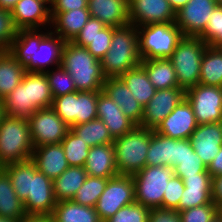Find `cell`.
<instances>
[{
    "mask_svg": "<svg viewBox=\"0 0 222 222\" xmlns=\"http://www.w3.org/2000/svg\"><path fill=\"white\" fill-rule=\"evenodd\" d=\"M210 222H222V210H219Z\"/></svg>",
    "mask_w": 222,
    "mask_h": 222,
    "instance_id": "94428289",
    "label": "cell"
},
{
    "mask_svg": "<svg viewBox=\"0 0 222 222\" xmlns=\"http://www.w3.org/2000/svg\"><path fill=\"white\" fill-rule=\"evenodd\" d=\"M184 183V192L179 202V212L185 209L214 203L212 199V176L201 172L193 177H180Z\"/></svg>",
    "mask_w": 222,
    "mask_h": 222,
    "instance_id": "ffe728a7",
    "label": "cell"
},
{
    "mask_svg": "<svg viewBox=\"0 0 222 222\" xmlns=\"http://www.w3.org/2000/svg\"><path fill=\"white\" fill-rule=\"evenodd\" d=\"M27 119L34 148L46 144H60L70 130L52 107L39 109Z\"/></svg>",
    "mask_w": 222,
    "mask_h": 222,
    "instance_id": "8fae6325",
    "label": "cell"
},
{
    "mask_svg": "<svg viewBox=\"0 0 222 222\" xmlns=\"http://www.w3.org/2000/svg\"><path fill=\"white\" fill-rule=\"evenodd\" d=\"M152 129L136 125L123 136L114 138L115 165L119 175H134L146 166Z\"/></svg>",
    "mask_w": 222,
    "mask_h": 222,
    "instance_id": "277c9868",
    "label": "cell"
},
{
    "mask_svg": "<svg viewBox=\"0 0 222 222\" xmlns=\"http://www.w3.org/2000/svg\"><path fill=\"white\" fill-rule=\"evenodd\" d=\"M52 108L69 127L77 125V91L53 98Z\"/></svg>",
    "mask_w": 222,
    "mask_h": 222,
    "instance_id": "60d3db41",
    "label": "cell"
},
{
    "mask_svg": "<svg viewBox=\"0 0 222 222\" xmlns=\"http://www.w3.org/2000/svg\"><path fill=\"white\" fill-rule=\"evenodd\" d=\"M105 27L106 25L103 24L99 19L90 17L85 26L71 42L80 47H87Z\"/></svg>",
    "mask_w": 222,
    "mask_h": 222,
    "instance_id": "f907efd6",
    "label": "cell"
},
{
    "mask_svg": "<svg viewBox=\"0 0 222 222\" xmlns=\"http://www.w3.org/2000/svg\"><path fill=\"white\" fill-rule=\"evenodd\" d=\"M11 11L0 8V51H8L18 34Z\"/></svg>",
    "mask_w": 222,
    "mask_h": 222,
    "instance_id": "f6af8a7d",
    "label": "cell"
},
{
    "mask_svg": "<svg viewBox=\"0 0 222 222\" xmlns=\"http://www.w3.org/2000/svg\"><path fill=\"white\" fill-rule=\"evenodd\" d=\"M70 130L78 137H81L90 147L111 144L114 141L104 122L98 118L86 123L73 125Z\"/></svg>",
    "mask_w": 222,
    "mask_h": 222,
    "instance_id": "d590c367",
    "label": "cell"
},
{
    "mask_svg": "<svg viewBox=\"0 0 222 222\" xmlns=\"http://www.w3.org/2000/svg\"><path fill=\"white\" fill-rule=\"evenodd\" d=\"M33 150L28 119L5 115L0 121V167L31 159Z\"/></svg>",
    "mask_w": 222,
    "mask_h": 222,
    "instance_id": "5b68a950",
    "label": "cell"
},
{
    "mask_svg": "<svg viewBox=\"0 0 222 222\" xmlns=\"http://www.w3.org/2000/svg\"><path fill=\"white\" fill-rule=\"evenodd\" d=\"M61 66L71 75L77 91H102L105 77L101 62L86 47L66 41Z\"/></svg>",
    "mask_w": 222,
    "mask_h": 222,
    "instance_id": "3957f363",
    "label": "cell"
},
{
    "mask_svg": "<svg viewBox=\"0 0 222 222\" xmlns=\"http://www.w3.org/2000/svg\"><path fill=\"white\" fill-rule=\"evenodd\" d=\"M177 139L168 138L152 130L146 155V166H176Z\"/></svg>",
    "mask_w": 222,
    "mask_h": 222,
    "instance_id": "484cf974",
    "label": "cell"
},
{
    "mask_svg": "<svg viewBox=\"0 0 222 222\" xmlns=\"http://www.w3.org/2000/svg\"><path fill=\"white\" fill-rule=\"evenodd\" d=\"M140 65L156 90L179 87L176 72L169 59L142 60Z\"/></svg>",
    "mask_w": 222,
    "mask_h": 222,
    "instance_id": "f1b7e54d",
    "label": "cell"
},
{
    "mask_svg": "<svg viewBox=\"0 0 222 222\" xmlns=\"http://www.w3.org/2000/svg\"><path fill=\"white\" fill-rule=\"evenodd\" d=\"M197 126L192 107L184 98L154 131L172 139H189Z\"/></svg>",
    "mask_w": 222,
    "mask_h": 222,
    "instance_id": "9a60e30c",
    "label": "cell"
},
{
    "mask_svg": "<svg viewBox=\"0 0 222 222\" xmlns=\"http://www.w3.org/2000/svg\"><path fill=\"white\" fill-rule=\"evenodd\" d=\"M98 91H77V125L97 119Z\"/></svg>",
    "mask_w": 222,
    "mask_h": 222,
    "instance_id": "b9f144b4",
    "label": "cell"
},
{
    "mask_svg": "<svg viewBox=\"0 0 222 222\" xmlns=\"http://www.w3.org/2000/svg\"><path fill=\"white\" fill-rule=\"evenodd\" d=\"M49 29L18 30L8 52L26 71L45 73L50 66H61L66 41Z\"/></svg>",
    "mask_w": 222,
    "mask_h": 222,
    "instance_id": "6da1fadb",
    "label": "cell"
},
{
    "mask_svg": "<svg viewBox=\"0 0 222 222\" xmlns=\"http://www.w3.org/2000/svg\"><path fill=\"white\" fill-rule=\"evenodd\" d=\"M96 109L97 118L104 122L113 138L123 136L136 126L125 116L119 105L103 91H98Z\"/></svg>",
    "mask_w": 222,
    "mask_h": 222,
    "instance_id": "d6986e66",
    "label": "cell"
},
{
    "mask_svg": "<svg viewBox=\"0 0 222 222\" xmlns=\"http://www.w3.org/2000/svg\"><path fill=\"white\" fill-rule=\"evenodd\" d=\"M198 125L222 122V87L197 84L185 90Z\"/></svg>",
    "mask_w": 222,
    "mask_h": 222,
    "instance_id": "30bf717a",
    "label": "cell"
},
{
    "mask_svg": "<svg viewBox=\"0 0 222 222\" xmlns=\"http://www.w3.org/2000/svg\"><path fill=\"white\" fill-rule=\"evenodd\" d=\"M129 22L136 27L175 22L176 13L168 0H128Z\"/></svg>",
    "mask_w": 222,
    "mask_h": 222,
    "instance_id": "5bb4252c",
    "label": "cell"
},
{
    "mask_svg": "<svg viewBox=\"0 0 222 222\" xmlns=\"http://www.w3.org/2000/svg\"><path fill=\"white\" fill-rule=\"evenodd\" d=\"M112 37L113 27L106 26L98 33V35L86 48L96 59L101 61V59L104 57V55L110 48Z\"/></svg>",
    "mask_w": 222,
    "mask_h": 222,
    "instance_id": "681fc988",
    "label": "cell"
},
{
    "mask_svg": "<svg viewBox=\"0 0 222 222\" xmlns=\"http://www.w3.org/2000/svg\"><path fill=\"white\" fill-rule=\"evenodd\" d=\"M9 175L17 197L24 203L31 195V176L38 171L32 159L6 164L2 167Z\"/></svg>",
    "mask_w": 222,
    "mask_h": 222,
    "instance_id": "83f0119b",
    "label": "cell"
},
{
    "mask_svg": "<svg viewBox=\"0 0 222 222\" xmlns=\"http://www.w3.org/2000/svg\"><path fill=\"white\" fill-rule=\"evenodd\" d=\"M149 208L134 202L118 210L105 222H148Z\"/></svg>",
    "mask_w": 222,
    "mask_h": 222,
    "instance_id": "ee69618b",
    "label": "cell"
},
{
    "mask_svg": "<svg viewBox=\"0 0 222 222\" xmlns=\"http://www.w3.org/2000/svg\"><path fill=\"white\" fill-rule=\"evenodd\" d=\"M212 199L219 210H222V175L212 177Z\"/></svg>",
    "mask_w": 222,
    "mask_h": 222,
    "instance_id": "11a10c76",
    "label": "cell"
},
{
    "mask_svg": "<svg viewBox=\"0 0 222 222\" xmlns=\"http://www.w3.org/2000/svg\"><path fill=\"white\" fill-rule=\"evenodd\" d=\"M88 8V0H53L50 12H65Z\"/></svg>",
    "mask_w": 222,
    "mask_h": 222,
    "instance_id": "f5cc1de1",
    "label": "cell"
},
{
    "mask_svg": "<svg viewBox=\"0 0 222 222\" xmlns=\"http://www.w3.org/2000/svg\"><path fill=\"white\" fill-rule=\"evenodd\" d=\"M208 45L199 37L183 36L169 57L179 87L187 90L199 84L203 54Z\"/></svg>",
    "mask_w": 222,
    "mask_h": 222,
    "instance_id": "52a82bcc",
    "label": "cell"
},
{
    "mask_svg": "<svg viewBox=\"0 0 222 222\" xmlns=\"http://www.w3.org/2000/svg\"><path fill=\"white\" fill-rule=\"evenodd\" d=\"M45 74L53 98L77 91L71 75L62 66L46 71Z\"/></svg>",
    "mask_w": 222,
    "mask_h": 222,
    "instance_id": "ab89813d",
    "label": "cell"
},
{
    "mask_svg": "<svg viewBox=\"0 0 222 222\" xmlns=\"http://www.w3.org/2000/svg\"><path fill=\"white\" fill-rule=\"evenodd\" d=\"M102 91L119 105L126 117L136 125L141 124L144 107L138 103L119 77L106 78Z\"/></svg>",
    "mask_w": 222,
    "mask_h": 222,
    "instance_id": "603a6c76",
    "label": "cell"
},
{
    "mask_svg": "<svg viewBox=\"0 0 222 222\" xmlns=\"http://www.w3.org/2000/svg\"><path fill=\"white\" fill-rule=\"evenodd\" d=\"M48 222H58V221L50 215L48 216Z\"/></svg>",
    "mask_w": 222,
    "mask_h": 222,
    "instance_id": "03108f58",
    "label": "cell"
},
{
    "mask_svg": "<svg viewBox=\"0 0 222 222\" xmlns=\"http://www.w3.org/2000/svg\"><path fill=\"white\" fill-rule=\"evenodd\" d=\"M5 116L4 113V105H3V101L0 100V121L2 120V118Z\"/></svg>",
    "mask_w": 222,
    "mask_h": 222,
    "instance_id": "be15d7a7",
    "label": "cell"
},
{
    "mask_svg": "<svg viewBox=\"0 0 222 222\" xmlns=\"http://www.w3.org/2000/svg\"><path fill=\"white\" fill-rule=\"evenodd\" d=\"M5 115L12 117H30L34 111L28 106L27 71L22 81L3 99Z\"/></svg>",
    "mask_w": 222,
    "mask_h": 222,
    "instance_id": "8d00e7d4",
    "label": "cell"
},
{
    "mask_svg": "<svg viewBox=\"0 0 222 222\" xmlns=\"http://www.w3.org/2000/svg\"><path fill=\"white\" fill-rule=\"evenodd\" d=\"M41 1L45 2L49 7H51L53 0H41Z\"/></svg>",
    "mask_w": 222,
    "mask_h": 222,
    "instance_id": "e7e4bbea",
    "label": "cell"
},
{
    "mask_svg": "<svg viewBox=\"0 0 222 222\" xmlns=\"http://www.w3.org/2000/svg\"><path fill=\"white\" fill-rule=\"evenodd\" d=\"M217 5L215 0H189L176 12V26L183 36L198 37L205 30Z\"/></svg>",
    "mask_w": 222,
    "mask_h": 222,
    "instance_id": "4fadbf2b",
    "label": "cell"
},
{
    "mask_svg": "<svg viewBox=\"0 0 222 222\" xmlns=\"http://www.w3.org/2000/svg\"><path fill=\"white\" fill-rule=\"evenodd\" d=\"M56 203L52 180L37 171L34 176H31V195H28L24 202L26 214L50 216Z\"/></svg>",
    "mask_w": 222,
    "mask_h": 222,
    "instance_id": "2e32d148",
    "label": "cell"
},
{
    "mask_svg": "<svg viewBox=\"0 0 222 222\" xmlns=\"http://www.w3.org/2000/svg\"><path fill=\"white\" fill-rule=\"evenodd\" d=\"M69 166L84 167L90 146L71 130L61 141Z\"/></svg>",
    "mask_w": 222,
    "mask_h": 222,
    "instance_id": "74e56055",
    "label": "cell"
},
{
    "mask_svg": "<svg viewBox=\"0 0 222 222\" xmlns=\"http://www.w3.org/2000/svg\"><path fill=\"white\" fill-rule=\"evenodd\" d=\"M139 55L142 60L169 59L183 38L175 22L137 27Z\"/></svg>",
    "mask_w": 222,
    "mask_h": 222,
    "instance_id": "8992f818",
    "label": "cell"
},
{
    "mask_svg": "<svg viewBox=\"0 0 222 222\" xmlns=\"http://www.w3.org/2000/svg\"><path fill=\"white\" fill-rule=\"evenodd\" d=\"M0 222H20V220H14L12 218L0 216Z\"/></svg>",
    "mask_w": 222,
    "mask_h": 222,
    "instance_id": "6125c7cd",
    "label": "cell"
},
{
    "mask_svg": "<svg viewBox=\"0 0 222 222\" xmlns=\"http://www.w3.org/2000/svg\"><path fill=\"white\" fill-rule=\"evenodd\" d=\"M135 202L132 175H117L109 178L106 187L95 206L102 222H105L122 207Z\"/></svg>",
    "mask_w": 222,
    "mask_h": 222,
    "instance_id": "9c48e42d",
    "label": "cell"
},
{
    "mask_svg": "<svg viewBox=\"0 0 222 222\" xmlns=\"http://www.w3.org/2000/svg\"><path fill=\"white\" fill-rule=\"evenodd\" d=\"M189 140L195 153L208 167L222 146V122L198 125Z\"/></svg>",
    "mask_w": 222,
    "mask_h": 222,
    "instance_id": "e0dca14e",
    "label": "cell"
},
{
    "mask_svg": "<svg viewBox=\"0 0 222 222\" xmlns=\"http://www.w3.org/2000/svg\"><path fill=\"white\" fill-rule=\"evenodd\" d=\"M184 183L180 177L173 176L164 191L162 208L176 209L179 212V202L184 192Z\"/></svg>",
    "mask_w": 222,
    "mask_h": 222,
    "instance_id": "c3c4849f",
    "label": "cell"
},
{
    "mask_svg": "<svg viewBox=\"0 0 222 222\" xmlns=\"http://www.w3.org/2000/svg\"><path fill=\"white\" fill-rule=\"evenodd\" d=\"M189 0H168L170 3L171 8L174 12H178L181 8H183Z\"/></svg>",
    "mask_w": 222,
    "mask_h": 222,
    "instance_id": "680465c9",
    "label": "cell"
},
{
    "mask_svg": "<svg viewBox=\"0 0 222 222\" xmlns=\"http://www.w3.org/2000/svg\"><path fill=\"white\" fill-rule=\"evenodd\" d=\"M11 14L18 29L51 27L50 7L41 0H19Z\"/></svg>",
    "mask_w": 222,
    "mask_h": 222,
    "instance_id": "ac0fdd59",
    "label": "cell"
},
{
    "mask_svg": "<svg viewBox=\"0 0 222 222\" xmlns=\"http://www.w3.org/2000/svg\"><path fill=\"white\" fill-rule=\"evenodd\" d=\"M137 27L132 24L113 27L110 48L101 59L105 78H117L141 64Z\"/></svg>",
    "mask_w": 222,
    "mask_h": 222,
    "instance_id": "7a4b0ae2",
    "label": "cell"
},
{
    "mask_svg": "<svg viewBox=\"0 0 222 222\" xmlns=\"http://www.w3.org/2000/svg\"><path fill=\"white\" fill-rule=\"evenodd\" d=\"M207 171L212 177L222 175V146L213 161L208 165Z\"/></svg>",
    "mask_w": 222,
    "mask_h": 222,
    "instance_id": "9f6ffc18",
    "label": "cell"
},
{
    "mask_svg": "<svg viewBox=\"0 0 222 222\" xmlns=\"http://www.w3.org/2000/svg\"><path fill=\"white\" fill-rule=\"evenodd\" d=\"M199 84L222 87V48L206 47L201 61Z\"/></svg>",
    "mask_w": 222,
    "mask_h": 222,
    "instance_id": "e575fe53",
    "label": "cell"
},
{
    "mask_svg": "<svg viewBox=\"0 0 222 222\" xmlns=\"http://www.w3.org/2000/svg\"><path fill=\"white\" fill-rule=\"evenodd\" d=\"M198 37L209 46L222 48V6L215 7L205 30Z\"/></svg>",
    "mask_w": 222,
    "mask_h": 222,
    "instance_id": "7bdbcfd3",
    "label": "cell"
},
{
    "mask_svg": "<svg viewBox=\"0 0 222 222\" xmlns=\"http://www.w3.org/2000/svg\"><path fill=\"white\" fill-rule=\"evenodd\" d=\"M87 176L84 167L69 166L52 181L55 200L57 202L72 200Z\"/></svg>",
    "mask_w": 222,
    "mask_h": 222,
    "instance_id": "4316f807",
    "label": "cell"
},
{
    "mask_svg": "<svg viewBox=\"0 0 222 222\" xmlns=\"http://www.w3.org/2000/svg\"><path fill=\"white\" fill-rule=\"evenodd\" d=\"M90 17L114 28L130 24L128 0H88Z\"/></svg>",
    "mask_w": 222,
    "mask_h": 222,
    "instance_id": "7402d4cb",
    "label": "cell"
},
{
    "mask_svg": "<svg viewBox=\"0 0 222 222\" xmlns=\"http://www.w3.org/2000/svg\"><path fill=\"white\" fill-rule=\"evenodd\" d=\"M194 149L189 139L177 140V153H176V165L179 161L183 160L186 156L192 154Z\"/></svg>",
    "mask_w": 222,
    "mask_h": 222,
    "instance_id": "db71d44e",
    "label": "cell"
},
{
    "mask_svg": "<svg viewBox=\"0 0 222 222\" xmlns=\"http://www.w3.org/2000/svg\"><path fill=\"white\" fill-rule=\"evenodd\" d=\"M28 106L35 112L52 107L53 96L45 73L27 71Z\"/></svg>",
    "mask_w": 222,
    "mask_h": 222,
    "instance_id": "f546056e",
    "label": "cell"
},
{
    "mask_svg": "<svg viewBox=\"0 0 222 222\" xmlns=\"http://www.w3.org/2000/svg\"><path fill=\"white\" fill-rule=\"evenodd\" d=\"M108 179L109 178L92 177L88 175L72 201L83 206L95 207L106 187Z\"/></svg>",
    "mask_w": 222,
    "mask_h": 222,
    "instance_id": "f35d334b",
    "label": "cell"
},
{
    "mask_svg": "<svg viewBox=\"0 0 222 222\" xmlns=\"http://www.w3.org/2000/svg\"><path fill=\"white\" fill-rule=\"evenodd\" d=\"M52 32L65 41H72L90 18L88 8L50 12ZM55 29V30H54Z\"/></svg>",
    "mask_w": 222,
    "mask_h": 222,
    "instance_id": "d4e9b609",
    "label": "cell"
},
{
    "mask_svg": "<svg viewBox=\"0 0 222 222\" xmlns=\"http://www.w3.org/2000/svg\"><path fill=\"white\" fill-rule=\"evenodd\" d=\"M184 98L185 90L181 87L157 90L144 106L139 126L155 130Z\"/></svg>",
    "mask_w": 222,
    "mask_h": 222,
    "instance_id": "7c38bea8",
    "label": "cell"
},
{
    "mask_svg": "<svg viewBox=\"0 0 222 222\" xmlns=\"http://www.w3.org/2000/svg\"><path fill=\"white\" fill-rule=\"evenodd\" d=\"M173 171L177 177H193L201 172H208L207 167L195 151L179 161V164L173 168Z\"/></svg>",
    "mask_w": 222,
    "mask_h": 222,
    "instance_id": "bcb514c9",
    "label": "cell"
},
{
    "mask_svg": "<svg viewBox=\"0 0 222 222\" xmlns=\"http://www.w3.org/2000/svg\"><path fill=\"white\" fill-rule=\"evenodd\" d=\"M31 159L36 164L38 171L52 181L69 167L61 143L35 147Z\"/></svg>",
    "mask_w": 222,
    "mask_h": 222,
    "instance_id": "44dd1931",
    "label": "cell"
},
{
    "mask_svg": "<svg viewBox=\"0 0 222 222\" xmlns=\"http://www.w3.org/2000/svg\"><path fill=\"white\" fill-rule=\"evenodd\" d=\"M215 1L218 5L222 6V0H215Z\"/></svg>",
    "mask_w": 222,
    "mask_h": 222,
    "instance_id": "003e7915",
    "label": "cell"
},
{
    "mask_svg": "<svg viewBox=\"0 0 222 222\" xmlns=\"http://www.w3.org/2000/svg\"><path fill=\"white\" fill-rule=\"evenodd\" d=\"M219 211L215 203L185 209L179 212L181 222H210Z\"/></svg>",
    "mask_w": 222,
    "mask_h": 222,
    "instance_id": "7dc6e473",
    "label": "cell"
},
{
    "mask_svg": "<svg viewBox=\"0 0 222 222\" xmlns=\"http://www.w3.org/2000/svg\"><path fill=\"white\" fill-rule=\"evenodd\" d=\"M173 176L174 171L170 166H145L132 175L135 202L149 209L162 207L164 191Z\"/></svg>",
    "mask_w": 222,
    "mask_h": 222,
    "instance_id": "ba28073f",
    "label": "cell"
},
{
    "mask_svg": "<svg viewBox=\"0 0 222 222\" xmlns=\"http://www.w3.org/2000/svg\"><path fill=\"white\" fill-rule=\"evenodd\" d=\"M26 70L8 52H0V100L9 95L22 81Z\"/></svg>",
    "mask_w": 222,
    "mask_h": 222,
    "instance_id": "d6a6232c",
    "label": "cell"
},
{
    "mask_svg": "<svg viewBox=\"0 0 222 222\" xmlns=\"http://www.w3.org/2000/svg\"><path fill=\"white\" fill-rule=\"evenodd\" d=\"M84 168L92 177L112 178L119 175L113 143L90 147Z\"/></svg>",
    "mask_w": 222,
    "mask_h": 222,
    "instance_id": "cb8c5ba5",
    "label": "cell"
},
{
    "mask_svg": "<svg viewBox=\"0 0 222 222\" xmlns=\"http://www.w3.org/2000/svg\"><path fill=\"white\" fill-rule=\"evenodd\" d=\"M119 78L126 84L134 98L143 107L152 99L157 91L149 81V77L141 65L128 70Z\"/></svg>",
    "mask_w": 222,
    "mask_h": 222,
    "instance_id": "1f68e13d",
    "label": "cell"
},
{
    "mask_svg": "<svg viewBox=\"0 0 222 222\" xmlns=\"http://www.w3.org/2000/svg\"><path fill=\"white\" fill-rule=\"evenodd\" d=\"M20 222H48V216L25 215Z\"/></svg>",
    "mask_w": 222,
    "mask_h": 222,
    "instance_id": "6f0895ef",
    "label": "cell"
},
{
    "mask_svg": "<svg viewBox=\"0 0 222 222\" xmlns=\"http://www.w3.org/2000/svg\"><path fill=\"white\" fill-rule=\"evenodd\" d=\"M25 215L24 203L17 197L8 173L0 167V216L21 220Z\"/></svg>",
    "mask_w": 222,
    "mask_h": 222,
    "instance_id": "4dcf8cb0",
    "label": "cell"
},
{
    "mask_svg": "<svg viewBox=\"0 0 222 222\" xmlns=\"http://www.w3.org/2000/svg\"><path fill=\"white\" fill-rule=\"evenodd\" d=\"M51 216L58 222H102L95 207L83 206L72 200L57 202Z\"/></svg>",
    "mask_w": 222,
    "mask_h": 222,
    "instance_id": "836d02e7",
    "label": "cell"
},
{
    "mask_svg": "<svg viewBox=\"0 0 222 222\" xmlns=\"http://www.w3.org/2000/svg\"><path fill=\"white\" fill-rule=\"evenodd\" d=\"M148 222H181V217L176 209L158 207L149 210Z\"/></svg>",
    "mask_w": 222,
    "mask_h": 222,
    "instance_id": "816d5d0a",
    "label": "cell"
},
{
    "mask_svg": "<svg viewBox=\"0 0 222 222\" xmlns=\"http://www.w3.org/2000/svg\"><path fill=\"white\" fill-rule=\"evenodd\" d=\"M19 0H0V8L11 11Z\"/></svg>",
    "mask_w": 222,
    "mask_h": 222,
    "instance_id": "91938a15",
    "label": "cell"
}]
</instances>
